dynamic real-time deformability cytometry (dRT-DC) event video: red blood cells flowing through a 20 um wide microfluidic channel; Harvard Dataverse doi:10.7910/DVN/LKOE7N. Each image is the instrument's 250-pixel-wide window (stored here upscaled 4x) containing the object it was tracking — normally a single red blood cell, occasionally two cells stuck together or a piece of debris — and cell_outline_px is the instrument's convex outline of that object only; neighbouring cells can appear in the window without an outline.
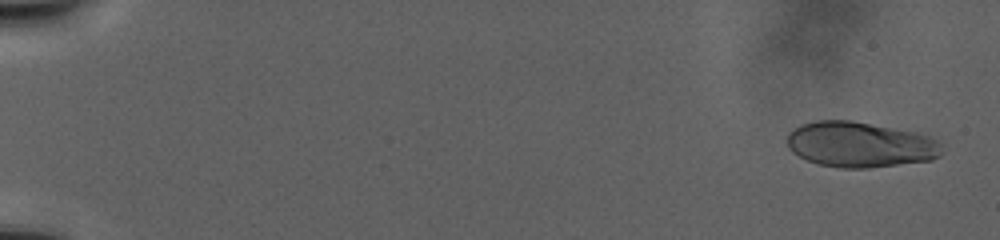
{"species": "human", "species_latin": "Homo sapiens", "temperature_condition": "warm", "stored_images_in_passage": 41, "camera_frame_rate_fps": 3000, "um_per_image_px": 0.085, "donor": {"sex": "male"}, "frame": {"image": 1, "passage_image": 3, "time_ms": 1.333, "image_size_px": [1000, 240], "cell_outline_px": [[940, 156], [932, 160], [868, 168], [840, 168], [820, 164], [808, 160], [792, 152], [788, 148], [788, 132], [792, 128], [800, 124], [816, 120], [852, 120], [916, 132], [928, 136], [936, 140], [940, 144]], "centroid_in_image_um": [73.07, 12.28], "position_along_channel_um": 11.9, "area_um2": 41.04}}
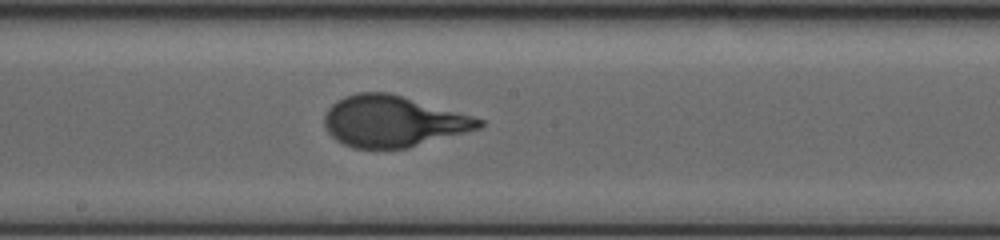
{"frame": {"image": 2, "passage_image": 24, "time_ms": 23.667, "image_size_px": [1000, 240], "cell_outline_px": [[484, 124], [480, 128], [408, 148], [352, 148], [336, 140], [324, 128], [324, 116], [328, 108], [336, 100], [344, 96], [356, 92], [388, 92], [472, 116], [484, 120]], "centroid_in_image_um": [33.36, 10.31], "position_along_channel_um": 214.8, "area_um2": 45.89}}
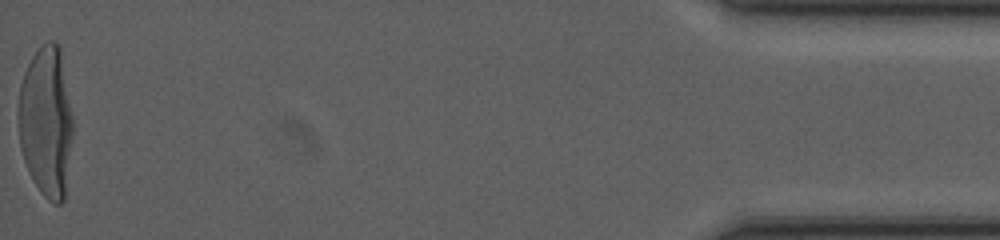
{"frame": {"image": 3, "passage_image": 41, "time_ms": 40.667, "image_size_px": [1000, 240], "cell_outline_px": [[72, 136], [64, 200], [60, 204], [56, 204], [48, 200], [40, 192], [32, 180], [24, 160], [20, 148], [20, 84], [24, 72], [32, 56], [48, 40], [52, 40], [60, 44], [72, 116]], "centroid_in_image_um": [3.94, 10.34], "position_along_channel_um": 431.3, "area_um2": 47.45}}